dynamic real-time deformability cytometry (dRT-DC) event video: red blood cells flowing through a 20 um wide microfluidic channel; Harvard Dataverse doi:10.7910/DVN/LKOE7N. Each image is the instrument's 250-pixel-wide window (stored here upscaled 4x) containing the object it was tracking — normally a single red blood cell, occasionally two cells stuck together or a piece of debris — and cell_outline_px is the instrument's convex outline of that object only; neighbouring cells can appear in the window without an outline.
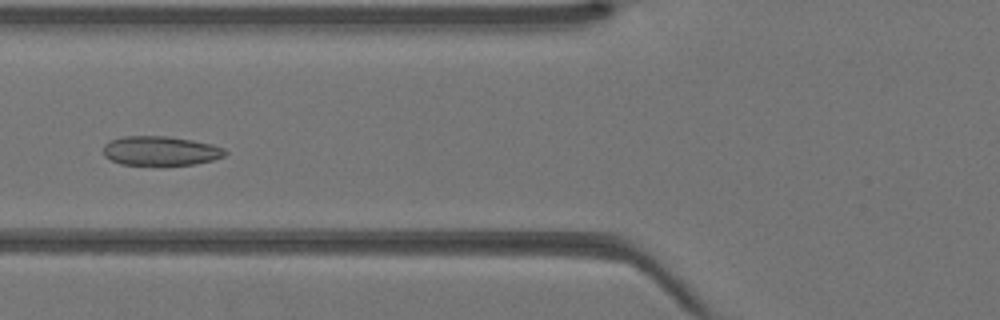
{"species": "Egyptian fruit bat (a non-hibernating species)", "species_latin": "Rousettus aegyptiacus", "temperature_condition": "warm", "stored_images_in_passage": 33, "camera_frame_rate_fps": 3000, "um_per_image_px": 0.085, "animal": {"sex": "female"}, "frame": {"image": 1, "passage_image": 7, "time_ms": 2.0, "image_size_px": [1000, 320], "cell_outline_px": [[228, 152], [224, 156], [212, 160], [196, 164], [160, 168], [120, 164], [104, 156], [104, 144], [108, 140], [124, 136], [168, 136], [192, 140], [212, 144], [224, 148]], "centroid_in_image_um": [13.64, 12.87], "position_along_channel_um": 112.2, "area_um2": 21.79}}
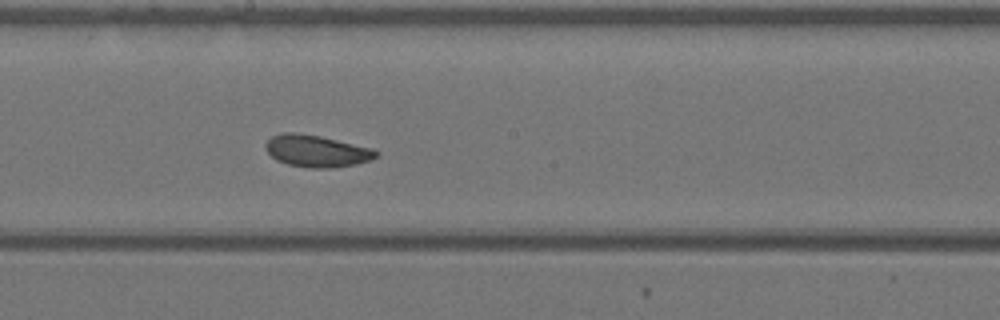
{"frame": {"image": 2, "passage_image": 14, "time_ms": 4.333, "image_size_px": [1000, 320], "cell_outline_px": [[380, 152], [376, 156], [368, 160], [356, 164], [336, 168], [308, 168], [288, 164], [276, 160], [264, 148], [264, 144], [272, 136], [280, 132], [296, 132], [320, 136], [372, 148]], "centroid_in_image_um": [26.88, 12.83], "position_along_channel_um": 221.3, "area_um2": 20.63}}
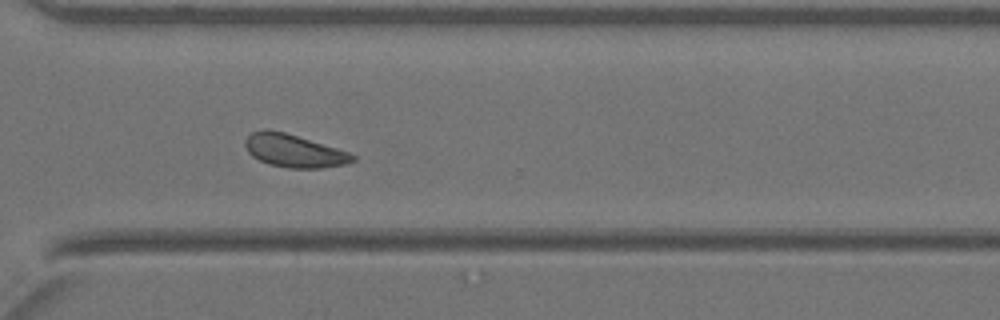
{"frame": {"image": 3, "passage_image": 22, "time_ms": 7.0, "image_size_px": [1000, 320], "cell_outline_px": [[356, 160], [348, 164], [320, 168], [288, 168], [268, 164], [252, 156], [248, 152], [244, 144], [244, 140], [252, 132], [268, 128], [284, 132], [336, 148], [348, 152], [356, 156]], "centroid_in_image_um": [24.97, 12.82], "position_along_channel_um": 345.6, "area_um2": 20.58}}